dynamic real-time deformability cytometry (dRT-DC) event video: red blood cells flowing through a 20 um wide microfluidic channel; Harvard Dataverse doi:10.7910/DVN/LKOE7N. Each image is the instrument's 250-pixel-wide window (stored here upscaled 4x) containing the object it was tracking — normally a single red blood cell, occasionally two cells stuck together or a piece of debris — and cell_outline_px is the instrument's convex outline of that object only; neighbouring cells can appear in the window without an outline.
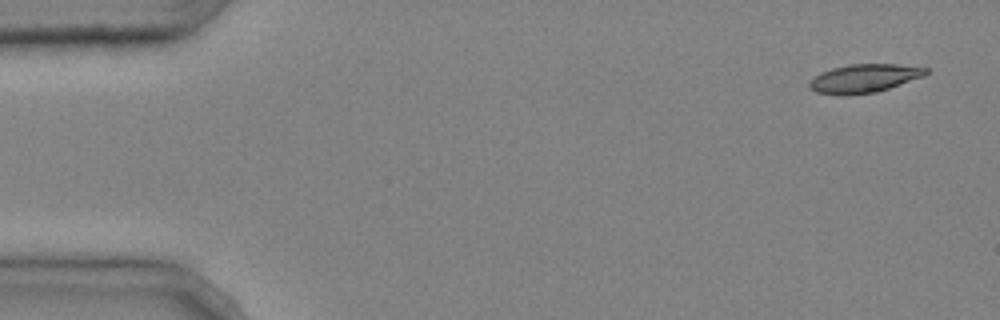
{"species": "common noctule bat (a hibernating species)", "species_latin": "Nyctalus noctula", "temperature_condition": "cold", "stored_images_in_passage": 4, "segment_of_instrument_passage": [1, 2], "camera_frame_rate_fps": 3000, "um_per_image_px": 0.085, "animal": {"sex": "male", "body_mass_g": 20.4}, "frame": {"image": 1, "passage_image": 1, "time_ms": 0.0, "image_size_px": [1000, 320], "cell_outline_px": [[928, 72], [924, 76], [876, 92], [848, 96], [840, 96], [816, 92], [808, 88], [808, 84], [820, 72], [832, 68], [848, 64], [896, 64], [928, 68]], "centroid_in_image_um": [73.41, 6.67], "position_along_channel_um": 11.6, "area_um2": 19.42}}
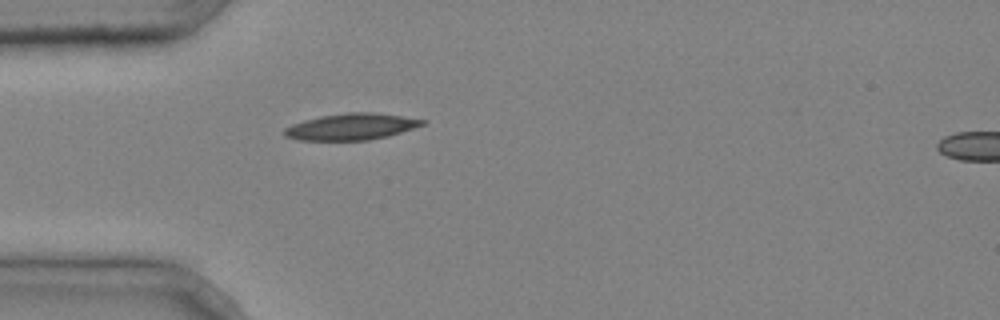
{"frame": {"image": 2, "passage_image": 3, "time_ms": 0.667, "image_size_px": [1000, 320], "cell_outline_px": [[428, 120], [424, 124], [388, 136], [368, 140], [300, 140], [284, 136], [284, 128], [292, 124], [304, 120], [320, 116], [348, 112], [372, 112]], "centroid_in_image_um": [29.83, 10.76], "position_along_channel_um": 55.2, "area_um2": 21.1}}